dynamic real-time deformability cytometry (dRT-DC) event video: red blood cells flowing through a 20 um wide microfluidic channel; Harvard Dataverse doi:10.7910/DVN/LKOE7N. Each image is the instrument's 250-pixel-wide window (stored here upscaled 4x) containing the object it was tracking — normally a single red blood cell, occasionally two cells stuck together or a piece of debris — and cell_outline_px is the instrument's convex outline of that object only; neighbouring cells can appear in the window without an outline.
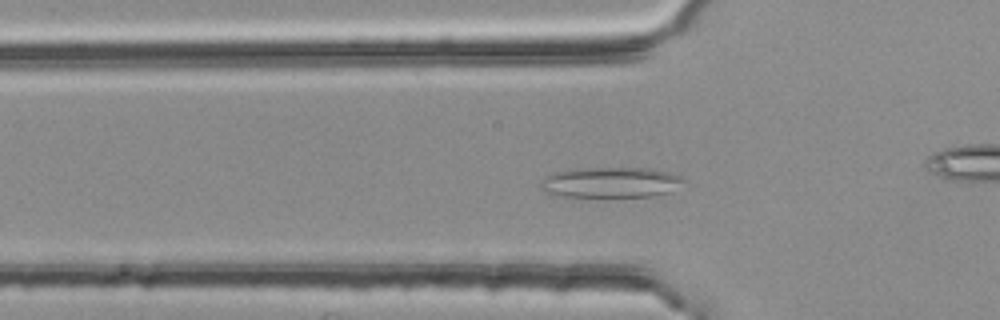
{"species": "common noctule bat (a hibernating species)", "species_latin": "Nyctalus noctula", "temperature_condition": "room temperature", "stored_images_in_passage": 50, "camera_frame_rate_fps": 3000, "um_per_image_px": 0.085, "animal": {"sex": "female", "body_mass_g": 25.1}, "frame": {"image": 1, "passage_image": 16, "time_ms": 5.0, "image_size_px": [1000, 320], "cell_outline_px": [[688, 180], [672, 192], [656, 196], [564, 196], [544, 192], [536, 184], [540, 180], [556, 172], [576, 168], [652, 168], [668, 172], [680, 176]], "centroid_in_image_um": [51.94, 15.5], "position_along_channel_um": 73.9, "area_um2": 25.66}}
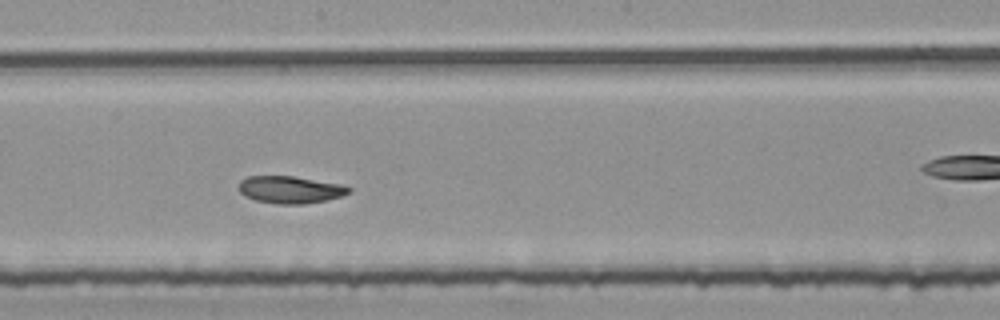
{"frame": {"image": 2, "passage_image": 28, "time_ms": 9.0, "image_size_px": [1000, 320], "cell_outline_px": [[352, 192], [328, 200], [304, 204], [276, 204], [256, 200], [244, 196], [240, 192], [240, 180], [248, 176], [292, 176], [340, 184], [352, 188]], "centroid_in_image_um": [24.68, 16.13], "position_along_channel_um": 223.5, "area_um2": 17.46}}
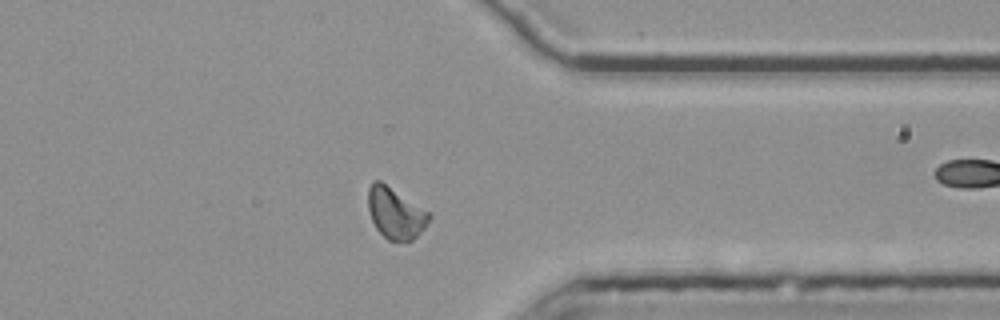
{"frame": {"image": 3, "passage_image": 41, "time_ms": 13.333, "image_size_px": [1000, 320], "cell_outline_px": [[432, 216], [424, 228], [408, 244], [388, 240], [376, 228], [372, 220], [368, 208], [368, 188], [376, 180], [380, 180], [432, 212]], "centroid_in_image_um": [33.66, 18.13], "position_along_channel_um": 377.7, "area_um2": 18.55}, "authors_computed_cell_mechanics": {"area_um2": 18.2648, "velocity_mm_per_s": 3.7334, "shape_relaxation_time_tau1_ms": 10.9257, "shape_relaxation_time_tau2_ms": null, "deformation_change_tau1": 0.2156, "deformation_change_tau2": null}}